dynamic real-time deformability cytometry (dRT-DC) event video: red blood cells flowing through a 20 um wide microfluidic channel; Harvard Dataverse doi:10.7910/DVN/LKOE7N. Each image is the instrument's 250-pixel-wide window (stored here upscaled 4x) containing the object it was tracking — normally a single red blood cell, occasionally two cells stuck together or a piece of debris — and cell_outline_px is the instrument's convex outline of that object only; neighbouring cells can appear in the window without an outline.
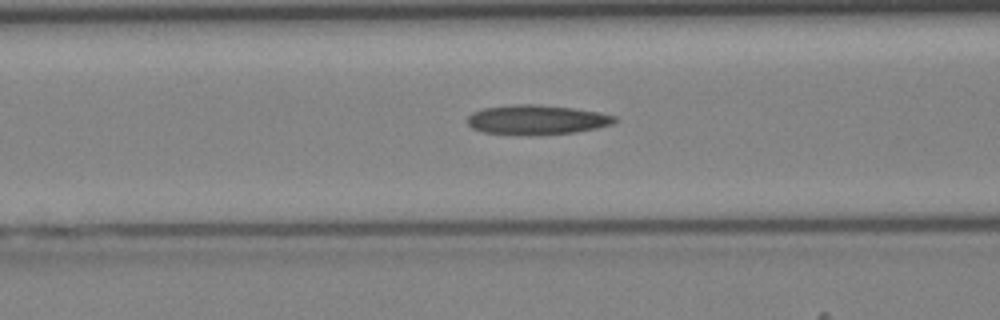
{"species": "Egyptian fruit bat (a non-hibernating species)", "species_latin": "Rousettus aegyptiacus", "temperature_condition": "cold", "stored_images_in_passage": 28, "camera_frame_rate_fps": 3000, "um_per_image_px": 0.085, "animal": {"sex": "female"}, "frame": {"image": 1, "passage_image": 7, "time_ms": 2.0, "image_size_px": [1000, 320], "cell_outline_px": [[620, 120], [612, 124], [596, 128], [576, 132], [484, 132], [472, 128], [468, 124], [468, 116], [472, 112], [484, 108], [516, 104], [536, 104], [572, 108], [600, 112], [616, 116]], "centroid_in_image_um": [45.68, 10.12], "position_along_channel_um": 120.9, "area_um2": 24.28}}
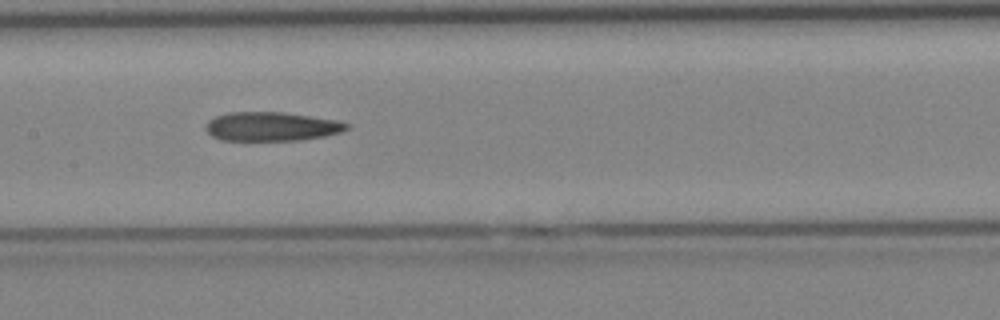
{"frame": {"image": 2, "passage_image": 11, "time_ms": 3.333, "image_size_px": [1000, 320], "cell_outline_px": [[348, 128], [340, 132], [324, 136], [300, 140], [220, 140], [212, 136], [204, 128], [208, 120], [216, 116], [228, 112], [284, 112], [336, 120], [348, 124]], "centroid_in_image_um": [23.03, 10.75], "position_along_channel_um": 184.4, "area_um2": 23.7}}
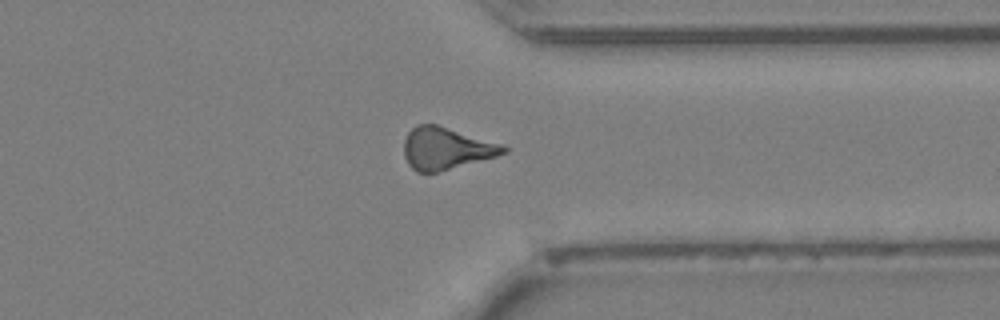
{"frame": {"image": 3, "passage_image": 23, "time_ms": 7.333, "image_size_px": [1000, 320], "cell_outline_px": [[512, 148], [508, 152], [496, 156], [436, 172], [416, 172], [408, 164], [404, 156], [404, 140], [408, 132], [416, 124], [436, 124], [504, 144]], "centroid_in_image_um": [37.94, 12.6], "position_along_channel_um": 373.5, "area_um2": 24.45}}